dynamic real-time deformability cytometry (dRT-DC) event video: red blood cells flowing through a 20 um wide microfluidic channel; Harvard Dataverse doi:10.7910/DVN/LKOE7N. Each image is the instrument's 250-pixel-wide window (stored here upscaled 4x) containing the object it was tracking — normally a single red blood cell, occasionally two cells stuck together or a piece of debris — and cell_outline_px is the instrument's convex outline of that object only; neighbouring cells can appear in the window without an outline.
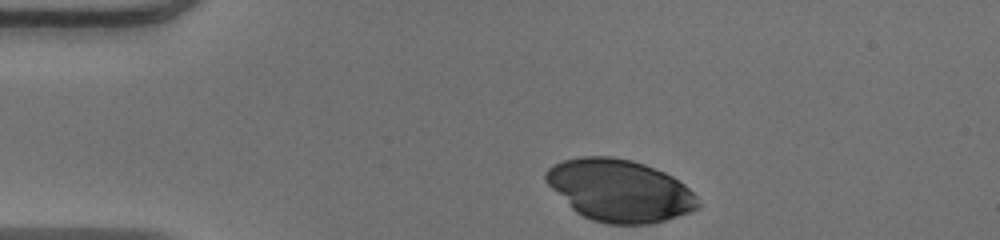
{"species": "human", "species_latin": "Homo sapiens", "temperature_condition": "warm", "stored_images_in_passage": 34, "camera_frame_rate_fps": 3000, "um_per_image_px": 0.085, "donor": {"sex": "male"}, "frame": {"image": 1, "passage_image": 1, "time_ms": 0.0, "image_size_px": [1000, 240], "cell_outline_px": [[700, 208], [664, 220], [648, 224], [608, 224], [592, 220], [576, 212], [544, 180], [544, 172], [548, 168], [564, 160], [580, 156], [612, 156], [632, 160], [644, 164], [664, 172], [672, 176], [684, 184], [696, 196], [700, 204]], "centroid_in_image_um": [52.66, 16.18], "position_along_channel_um": 32.3, "area_um2": 54.74}}
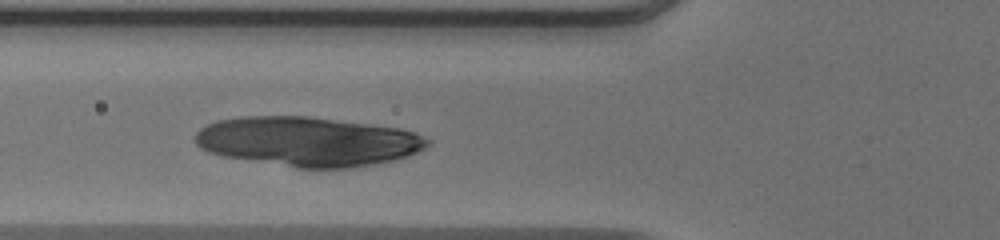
{"frame": {"image": 2, "passage_image": 10, "time_ms": 3.0, "image_size_px": [1000, 240], "cell_outline_px": [[432, 140], [424, 148], [408, 156], [396, 160], [376, 164], [348, 168], [296, 168], [220, 156], [208, 152], [200, 148], [196, 144], [196, 132], [200, 128], [216, 120], [240, 116], [308, 116], [400, 128], [416, 132]], "centroid_in_image_um": [26.16, 12.03], "position_along_channel_um": 99.6, "area_um2": 67.51}}